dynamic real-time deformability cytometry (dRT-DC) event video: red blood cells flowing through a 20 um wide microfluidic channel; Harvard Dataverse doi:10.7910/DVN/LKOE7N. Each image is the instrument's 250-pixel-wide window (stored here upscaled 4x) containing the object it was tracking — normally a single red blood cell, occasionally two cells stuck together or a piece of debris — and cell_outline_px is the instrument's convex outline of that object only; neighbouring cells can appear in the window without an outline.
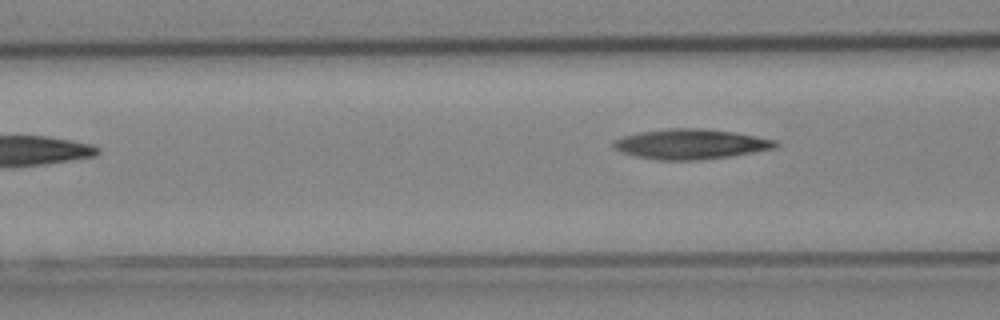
{"species": "Egyptian fruit bat (a non-hibernating species)", "species_latin": "Rousettus aegyptiacus", "temperature_condition": "cold", "stored_images_in_passage": 4, "camera_frame_rate_fps": 3000, "um_per_image_px": 0.085, "animal": {"sex": "female"}, "frame": {"image": 1, "passage_image": 4, "time_ms": 1.0, "image_size_px": [1000, 320], "cell_outline_px": [[780, 144], [776, 148], [732, 156], [700, 160], [660, 160], [636, 156], [620, 152], [612, 144], [612, 140], [624, 136], [640, 132], [668, 128], [700, 128], [732, 132], [756, 136], [776, 140]], "centroid_in_image_um": [58.72, 12.25], "position_along_channel_um": 107.9, "area_um2": 28.38}}